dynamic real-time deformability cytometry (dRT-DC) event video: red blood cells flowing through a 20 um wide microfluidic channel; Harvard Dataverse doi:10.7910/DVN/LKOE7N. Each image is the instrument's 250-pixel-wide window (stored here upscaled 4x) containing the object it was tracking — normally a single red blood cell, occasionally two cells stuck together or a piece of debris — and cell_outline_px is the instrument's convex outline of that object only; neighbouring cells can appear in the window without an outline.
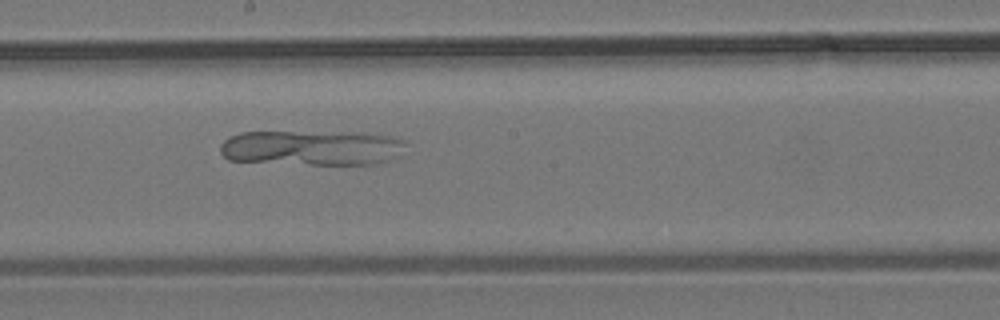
{"species": "common noctule bat (a hibernating species)", "species_latin": "Nyctalus noctula", "temperature_condition": "room temperature", "stored_images_in_passage": 33, "camera_frame_rate_fps": 3000, "um_per_image_px": 0.085, "animal": {"sex": "male", "body_mass_g": 19.2, "forearm_length_mm": 51.8}, "frame": {"image": 1, "passage_image": 14, "time_ms": 4.333, "image_size_px": [1000, 320], "cell_outline_px": [[408, 140], [396, 156], [388, 160], [376, 164], [312, 164], [228, 160], [220, 152], [220, 144], [228, 136], [240, 132], [364, 132], [392, 136]], "centroid_in_image_um": [26.51, 12.54], "position_along_channel_um": 221.7, "area_um2": 38.15}}